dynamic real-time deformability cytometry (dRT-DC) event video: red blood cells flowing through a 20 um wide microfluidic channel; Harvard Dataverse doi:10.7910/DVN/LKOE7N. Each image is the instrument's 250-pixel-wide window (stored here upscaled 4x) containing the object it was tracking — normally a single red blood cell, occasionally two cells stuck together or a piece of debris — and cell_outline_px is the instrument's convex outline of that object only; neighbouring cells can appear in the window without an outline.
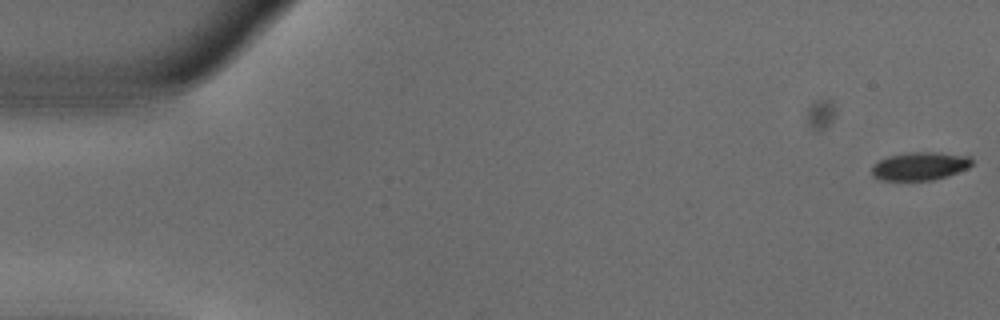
{"species": "common noctule bat (a hibernating species)", "species_latin": "Nyctalus noctula", "temperature_condition": "warm", "stored_images_in_passage": 7, "camera_frame_rate_fps": 3000, "um_per_image_px": 0.085, "animal": {"sex": "male", "body_mass_g": 18.8}, "frame": {"image": 1, "passage_image": 7, "time_ms": 2.0, "image_size_px": [1000, 320], "cell_outline_px": [[972, 164], [968, 168], [948, 176], [932, 180], [880, 180], [872, 176], [872, 164], [888, 156], [912, 152], [928, 152], [968, 156], [972, 160]], "centroid_in_image_um": [78.16, 14.13], "position_along_channel_um": 6.8, "area_um2": 16.3}}